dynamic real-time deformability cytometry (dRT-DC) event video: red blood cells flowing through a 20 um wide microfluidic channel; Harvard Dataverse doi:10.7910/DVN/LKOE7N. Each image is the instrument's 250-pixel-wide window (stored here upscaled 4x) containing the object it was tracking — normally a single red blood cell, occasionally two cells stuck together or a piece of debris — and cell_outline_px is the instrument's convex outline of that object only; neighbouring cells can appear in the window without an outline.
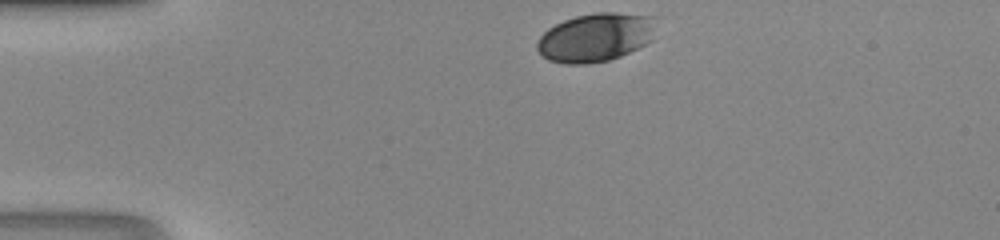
{"species": "human", "species_latin": "Homo sapiens", "temperature_condition": "room temperature", "stored_images_in_passage": 29, "camera_frame_rate_fps": 3000, "um_per_image_px": 0.085, "donor": {"sex": "male"}, "frame": {"image": 1, "passage_image": 1, "time_ms": 0.0, "image_size_px": [1000, 240], "cell_outline_px": [[652, 40], [620, 56], [608, 60], [588, 64], [564, 64], [548, 60], [536, 48], [536, 44], [540, 36], [548, 28], [564, 20], [576, 16], [596, 12], [612, 12], [652, 16]], "centroid_in_image_um": [50.55, 3.18], "position_along_channel_um": 34.4, "area_um2": 33.23}}
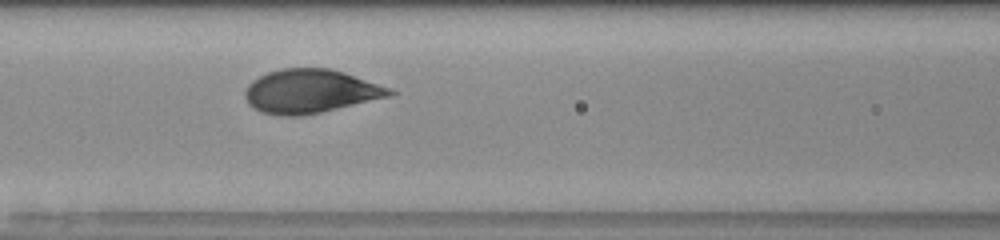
{"frame": {"image": 2, "passage_image": 12, "time_ms": 3.667, "image_size_px": [1000, 240], "cell_outline_px": [[396, 92], [392, 96], [320, 112], [300, 116], [280, 116], [260, 112], [248, 104], [244, 96], [244, 92], [248, 84], [252, 80], [268, 72], [284, 68], [328, 68], [344, 72], [392, 88]], "centroid_in_image_um": [26.38, 7.76], "position_along_channel_um": 140.2, "area_um2": 36.93}}
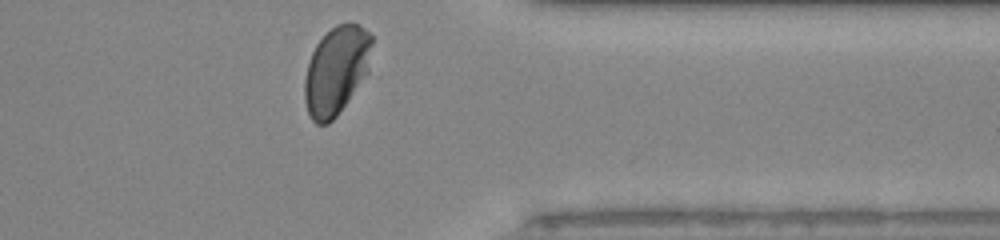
{"frame": {"image": 3, "passage_image": 29, "time_ms": 9.333, "image_size_px": [1000, 240], "cell_outline_px": [[372, 44], [368, 72], [336, 116], [328, 124], [316, 124], [312, 120], [308, 112], [304, 100], [304, 80], [308, 64], [312, 52], [316, 44], [336, 24], [360, 24], [372, 36]], "centroid_in_image_um": [28.57, 5.99], "position_along_channel_um": 382.8, "area_um2": 34.22}}